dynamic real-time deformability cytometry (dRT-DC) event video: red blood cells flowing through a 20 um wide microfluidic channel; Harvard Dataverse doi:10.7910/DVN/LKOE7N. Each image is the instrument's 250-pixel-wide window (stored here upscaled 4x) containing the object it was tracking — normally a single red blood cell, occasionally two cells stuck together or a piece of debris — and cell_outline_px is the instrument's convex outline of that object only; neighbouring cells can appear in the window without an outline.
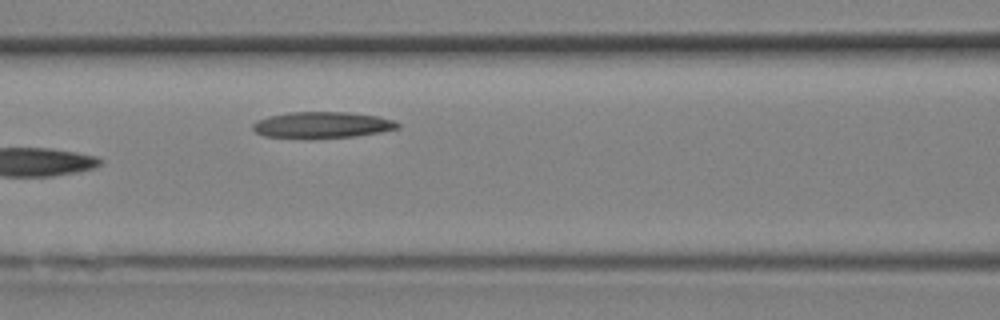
{"species": "Egyptian fruit bat (a non-hibernating species)", "species_latin": "Rousettus aegyptiacus", "temperature_condition": "room temperature", "stored_images_in_passage": 7, "camera_frame_rate_fps": 3000, "um_per_image_px": 0.085, "animal": {"sex": "female"}, "frame": {"image": 1, "passage_image": 7, "time_ms": 2.0, "image_size_px": [1000, 320], "cell_outline_px": [[400, 128], [380, 132], [356, 136], [264, 136], [256, 132], [252, 128], [252, 124], [256, 120], [268, 116], [288, 112], [348, 112], [380, 116], [392, 120], [400, 124]], "centroid_in_image_um": [27.41, 10.58], "position_along_channel_um": 139.2, "area_um2": 21.5}}